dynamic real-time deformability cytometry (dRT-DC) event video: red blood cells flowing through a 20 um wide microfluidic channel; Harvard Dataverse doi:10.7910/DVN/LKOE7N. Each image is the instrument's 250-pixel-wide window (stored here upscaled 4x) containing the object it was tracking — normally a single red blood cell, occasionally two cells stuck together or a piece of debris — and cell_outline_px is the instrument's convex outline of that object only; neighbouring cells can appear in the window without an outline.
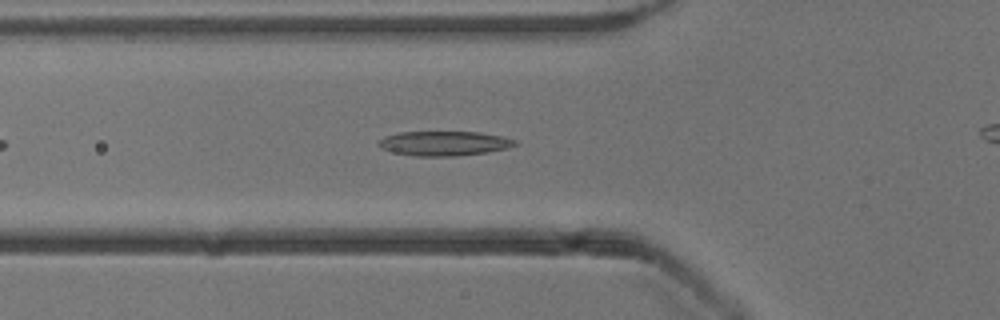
{"species": "common noctule bat (a hibernating species)", "species_latin": "Nyctalus noctula", "temperature_condition": "cold", "stored_images_in_passage": 43, "camera_frame_rate_fps": 3000, "um_per_image_px": 0.085, "animal": {"sex": "male", "body_mass_g": 13.3}, "frame": {"image": 1, "passage_image": 8, "time_ms": 2.333, "image_size_px": [1000, 320], "cell_outline_px": [[516, 144], [508, 148], [488, 152], [456, 156], [416, 156], [396, 152], [380, 148], [376, 144], [376, 140], [384, 136], [400, 132], [480, 132], [504, 136], [516, 140]], "centroid_in_image_um": [37.73, 12.18], "position_along_channel_um": 88.1, "area_um2": 19.65}}
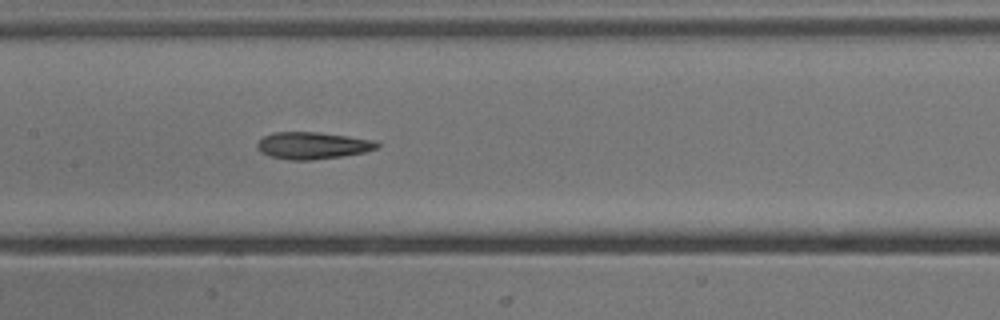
{"frame": {"image": 2, "passage_image": 15, "time_ms": 4.667, "image_size_px": [1000, 320], "cell_outline_px": [[380, 148], [364, 152], [340, 156], [312, 160], [288, 160], [272, 156], [260, 152], [256, 148], [256, 144], [264, 136], [272, 132], [320, 132], [348, 136], [372, 140], [380, 144]], "centroid_in_image_um": [26.56, 12.36], "position_along_channel_um": 180.8, "area_um2": 18.84}}
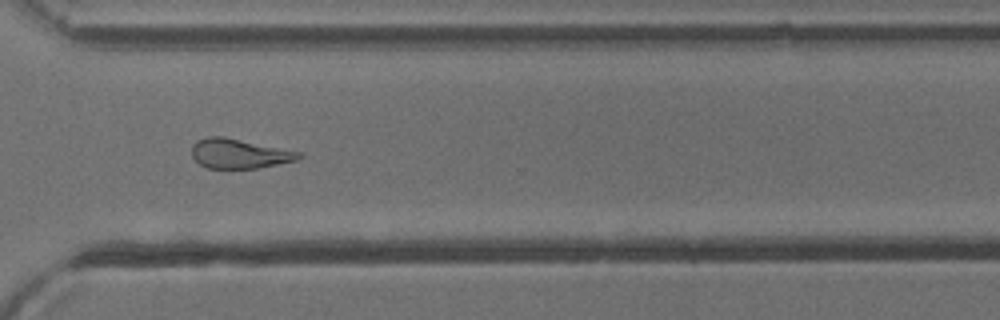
{"frame": {"image": 3, "passage_image": 28, "time_ms": 9.0, "image_size_px": [1000, 320], "cell_outline_px": [[304, 156], [296, 160], [260, 168], [208, 168], [200, 164], [192, 156], [192, 144], [196, 140], [208, 136], [224, 136], [300, 152]], "centroid_in_image_um": [20.32, 13.05], "position_along_channel_um": 350.3, "area_um2": 18.44}, "authors_computed_cell_mechanics": {"area_um2": 19.5364, "velocity_mm_per_s": 3.9314, "shape_relaxation_time_tau1_ms": 10.5417, "shape_relaxation_time_tau2_ms": 5.0365, "deformation_change_tau1": 0.2521, "deformation_change_tau2": 0.1549}}